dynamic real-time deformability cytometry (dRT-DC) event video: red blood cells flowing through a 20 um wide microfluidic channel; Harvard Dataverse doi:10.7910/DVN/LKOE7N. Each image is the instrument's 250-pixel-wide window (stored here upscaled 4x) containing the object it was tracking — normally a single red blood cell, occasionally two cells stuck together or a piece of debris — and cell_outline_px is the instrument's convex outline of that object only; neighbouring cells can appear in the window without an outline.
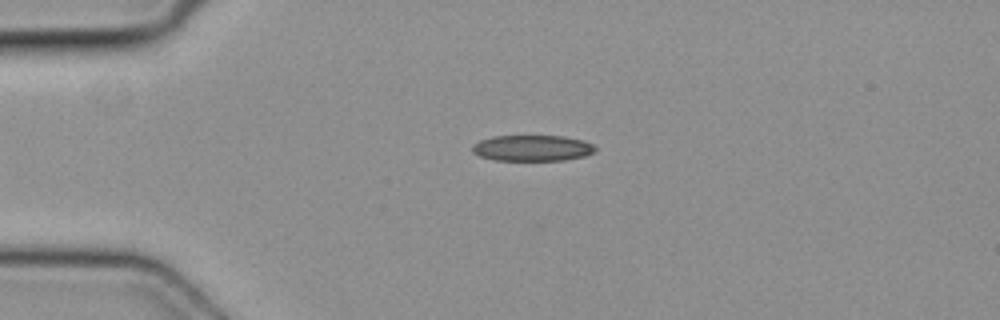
{"species": "common noctule bat (a hibernating species)", "species_latin": "Nyctalus noctula", "temperature_condition": "cold", "stored_images_in_passage": 33, "camera_frame_rate_fps": 3000, "um_per_image_px": 0.085, "animal": {"sex": "female", "body_mass_g": 19.3, "forearm_length_mm": 54.1}, "frame": {"image": 1, "passage_image": 1, "time_ms": 0.0, "image_size_px": [1000, 320], "cell_outline_px": [[596, 152], [584, 156], [564, 160], [496, 160], [480, 156], [472, 152], [472, 144], [480, 140], [492, 136], [564, 136], [584, 140], [592, 144], [596, 148]], "centroid_in_image_um": [45.25, 12.58], "position_along_channel_um": 39.7, "area_um2": 18.67}}
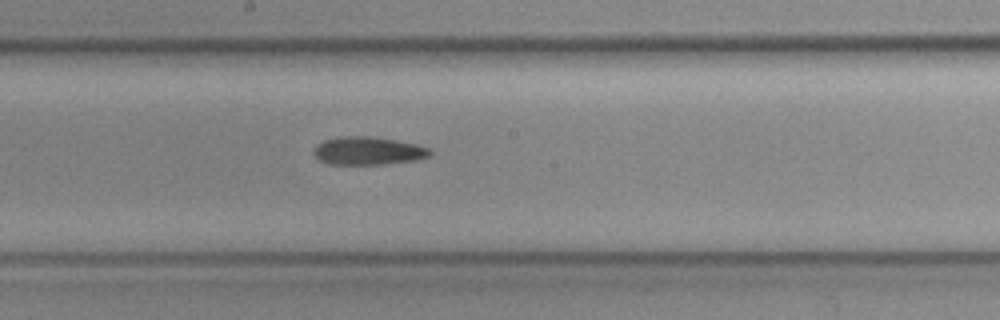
{"frame": {"image": 2, "passage_image": 16, "time_ms": 5.0, "image_size_px": [1000, 320], "cell_outline_px": [[432, 152], [428, 156], [416, 160], [384, 164], [328, 164], [320, 160], [312, 152], [316, 144], [324, 140], [340, 136], [368, 136], [416, 144], [428, 148]], "centroid_in_image_um": [31.24, 12.82], "position_along_channel_um": 217.0, "area_um2": 18.84}}
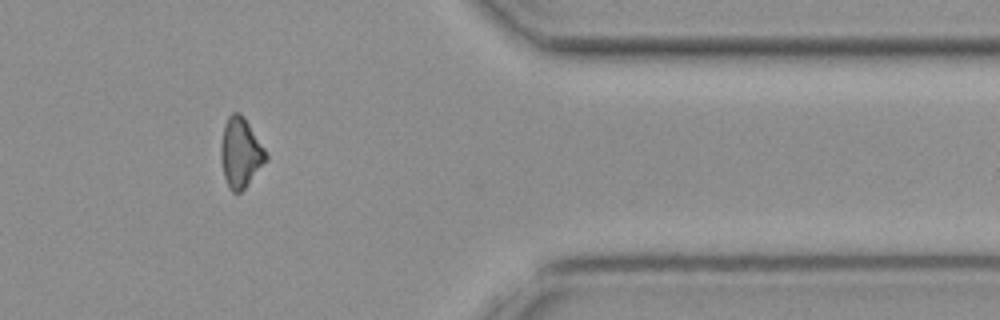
{"frame": {"image": 3, "passage_image": 30, "time_ms": 9.667, "image_size_px": [1000, 320], "cell_outline_px": [[268, 160], [244, 188], [240, 192], [232, 192], [228, 188], [224, 176], [220, 160], [220, 144], [224, 124], [228, 116], [232, 112], [240, 112], [244, 116], [268, 152]], "centroid_in_image_um": [20.45, 12.95], "position_along_channel_um": 391.0, "area_um2": 18.73}}